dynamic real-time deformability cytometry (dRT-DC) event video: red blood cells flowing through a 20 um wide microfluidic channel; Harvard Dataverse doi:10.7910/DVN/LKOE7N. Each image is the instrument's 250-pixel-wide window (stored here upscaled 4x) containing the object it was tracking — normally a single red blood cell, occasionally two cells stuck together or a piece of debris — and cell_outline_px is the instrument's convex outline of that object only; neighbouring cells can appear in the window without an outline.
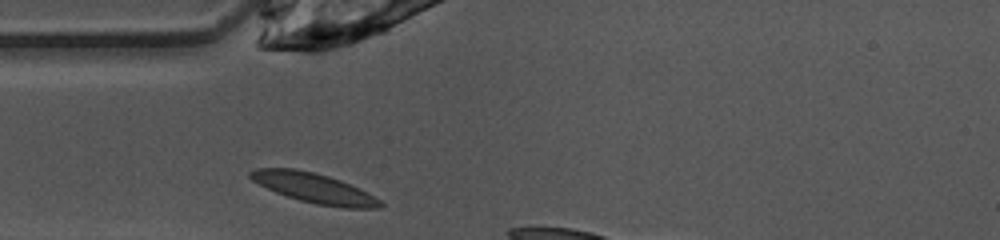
{"species": "common noctule bat (a hibernating species)", "species_latin": "Nyctalus noctula", "temperature_condition": "warm", "stored_images_in_passage": 4, "camera_frame_rate_fps": 3000, "um_per_image_px": 0.085, "animal": {"sex": "female", "body_mass_g": 10.0, "forearm_length_mm": 53.1}, "frame": {"image": 1, "passage_image": 1, "time_ms": 0.0, "image_size_px": [1000, 240], "cell_outline_px": [[384, 204], [380, 208], [344, 208], [316, 204], [300, 200], [276, 192], [252, 180], [248, 176], [248, 172], [256, 168], [296, 168], [328, 176], [340, 180], [360, 188], [380, 200]], "centroid_in_image_um": [26.7, 15.98], "position_along_channel_um": 58.3, "area_um2": 22.43}}